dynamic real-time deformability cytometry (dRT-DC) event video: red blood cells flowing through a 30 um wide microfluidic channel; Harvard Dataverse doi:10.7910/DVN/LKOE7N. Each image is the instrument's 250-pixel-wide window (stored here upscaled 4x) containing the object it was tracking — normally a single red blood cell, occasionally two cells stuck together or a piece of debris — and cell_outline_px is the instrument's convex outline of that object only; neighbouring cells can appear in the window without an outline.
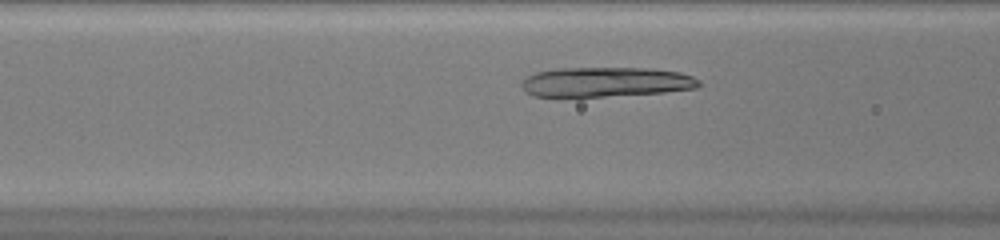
{"species": "common noctule bat (a hibernating species)", "species_latin": "Nyctalus noctula", "temperature_condition": "warm", "stored_images_in_passage": 34, "camera_frame_rate_fps": 3000, "um_per_image_px": 0.085, "animal": {"sex": "female", "body_mass_g": 20.0, "forearm_length_mm": 54.0}, "frame": {"image": 1, "passage_image": 9, "time_ms": 2.667, "image_size_px": [1000, 240], "cell_outline_px": [[700, 84], [696, 88], [664, 92], [560, 100], [532, 96], [520, 84], [528, 76], [536, 72], [560, 68], [648, 68], [680, 72], [692, 76], [700, 80]], "centroid_in_image_um": [51.41, 7.01], "position_along_channel_um": 115.2, "area_um2": 31.67}}
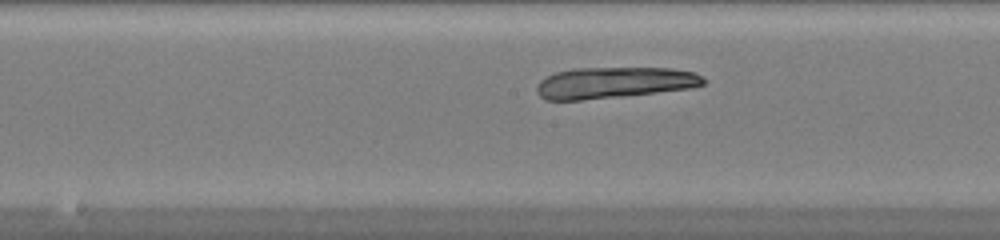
{"frame": {"image": 2, "passage_image": 15, "time_ms": 4.667, "image_size_px": [1000, 240], "cell_outline_px": [[708, 80], [704, 84], [692, 88], [624, 96], [580, 100], [548, 100], [540, 96], [536, 92], [536, 84], [540, 80], [556, 72], [572, 68], [672, 68], [692, 72]], "centroid_in_image_um": [52.19, 7.03], "position_along_channel_um": 196.0, "area_um2": 30.4}}
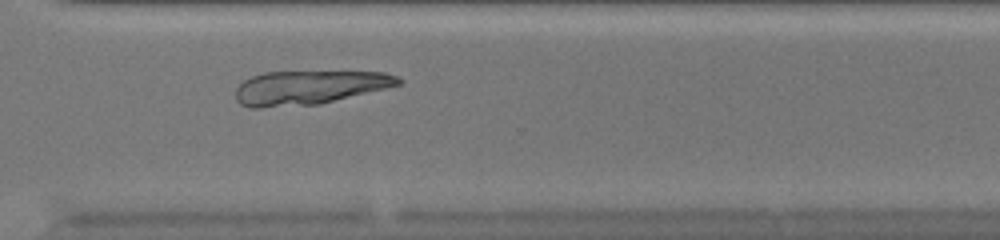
{"frame": {"image": 3, "passage_image": 26, "time_ms": 8.333, "image_size_px": [1000, 240], "cell_outline_px": [[404, 84], [320, 104], [260, 108], [252, 108], [240, 104], [236, 100], [236, 88], [244, 80], [252, 76], [264, 72], [384, 72], [400, 76], [404, 80]], "centroid_in_image_um": [26.32, 7.44], "position_along_channel_um": 344.3, "area_um2": 32.37}}